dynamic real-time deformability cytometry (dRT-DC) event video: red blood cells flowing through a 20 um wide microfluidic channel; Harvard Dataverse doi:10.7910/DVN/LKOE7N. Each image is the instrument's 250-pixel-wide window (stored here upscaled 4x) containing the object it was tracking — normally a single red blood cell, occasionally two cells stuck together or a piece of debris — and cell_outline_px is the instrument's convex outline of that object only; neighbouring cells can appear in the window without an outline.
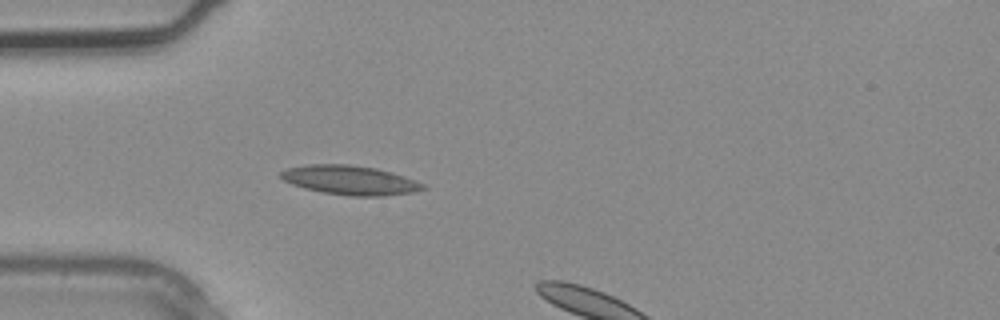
{"species": "common noctule bat (a hibernating species)", "species_latin": "Nyctalus noctula", "temperature_condition": "warm", "stored_images_in_passage": 2, "camera_frame_rate_fps": 3000, "um_per_image_px": 0.085, "animal": {"sex": "male", "body_mass_g": 20.4}, "frame": {"image": 1, "passage_image": 1, "time_ms": 0.0, "image_size_px": [1000, 320], "cell_outline_px": [[428, 188], [416, 192], [384, 196], [348, 196], [324, 192], [304, 188], [292, 184], [284, 180], [280, 176], [280, 172], [288, 168], [308, 164], [348, 164], [376, 168], [392, 172], [416, 180], [424, 184]], "centroid_in_image_um": [29.8, 15.31], "position_along_channel_um": 55.2, "area_um2": 24.33}}